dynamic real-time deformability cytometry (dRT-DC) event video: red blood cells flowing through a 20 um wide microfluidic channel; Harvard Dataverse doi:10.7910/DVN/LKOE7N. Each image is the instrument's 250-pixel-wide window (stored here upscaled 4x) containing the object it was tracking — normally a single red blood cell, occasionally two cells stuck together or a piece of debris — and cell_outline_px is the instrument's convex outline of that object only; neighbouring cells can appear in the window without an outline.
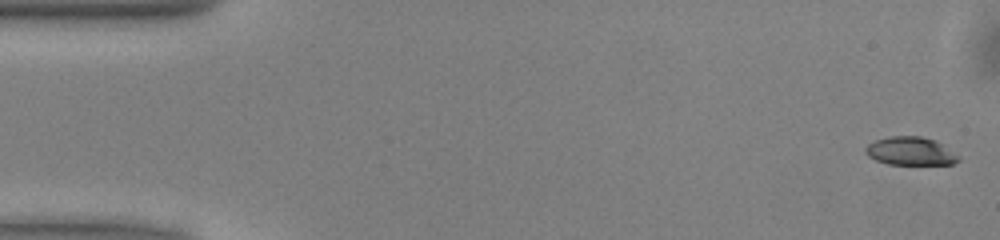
{"species": "common noctule bat (a hibernating species)", "species_latin": "Nyctalus noctula", "temperature_condition": "warm", "stored_images_in_passage": 37, "camera_frame_rate_fps": 3000, "um_per_image_px": 0.085, "animal": {"sex": "male", "body_mass_g": 13.0, "forearm_length_mm": 53.1}, "frame": {"image": 1, "passage_image": 1, "time_ms": 0.0, "image_size_px": [1000, 240], "cell_outline_px": [[960, 160], [952, 164], [888, 164], [876, 160], [868, 156], [864, 152], [864, 148], [868, 144], [876, 140], [892, 136], [920, 136], [936, 140], [960, 156]], "centroid_in_image_um": [77.39, 12.84], "position_along_channel_um": 7.6, "area_um2": 15.32}}
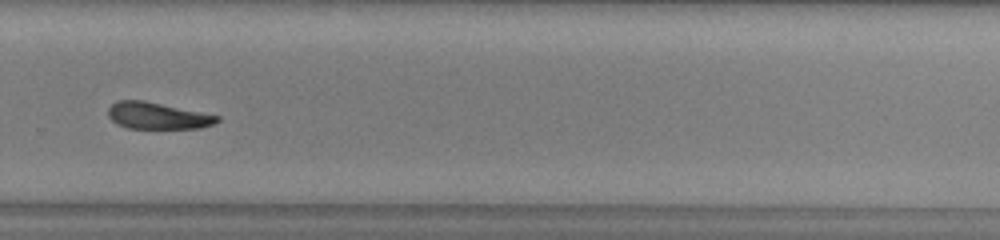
{"frame": {"image": 2, "passage_image": 21, "time_ms": 6.667, "image_size_px": [1000, 240], "cell_outline_px": [[220, 120], [212, 124], [200, 128], [128, 128], [116, 124], [108, 116], [108, 108], [116, 100], [144, 100], [220, 116]], "centroid_in_image_um": [13.35, 9.83], "position_along_channel_um": 316.4, "area_um2": 16.88}}
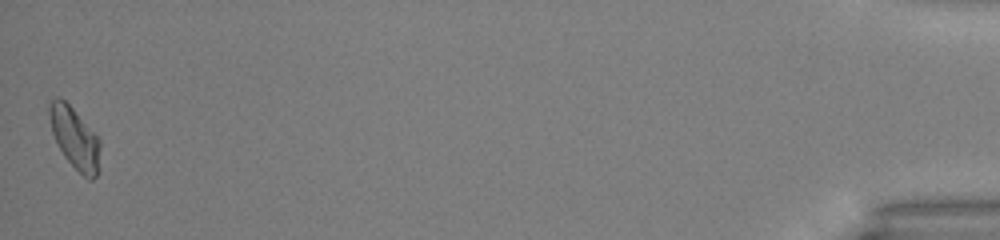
{"frame": {"image": 3, "passage_image": 37, "time_ms": 12.0, "image_size_px": [1000, 240], "cell_outline_px": [[100, 172], [92, 180], [88, 180], [64, 156], [52, 132], [48, 112], [48, 104], [56, 96], [60, 96], [72, 108], [100, 140]], "centroid_in_image_um": [6.37, 11.75], "position_along_channel_um": 428.8, "area_um2": 18.03}, "authors_computed_cell_mechanics": {"area_um2": 18.0914, "velocity_mm_per_s": 4.0292, "shape_relaxation_time_tau1_ms": 3.5565, "shape_relaxation_time_tau2_ms": null, "deformation_change_tau1": 0.1197, "deformation_change_tau2": null}}